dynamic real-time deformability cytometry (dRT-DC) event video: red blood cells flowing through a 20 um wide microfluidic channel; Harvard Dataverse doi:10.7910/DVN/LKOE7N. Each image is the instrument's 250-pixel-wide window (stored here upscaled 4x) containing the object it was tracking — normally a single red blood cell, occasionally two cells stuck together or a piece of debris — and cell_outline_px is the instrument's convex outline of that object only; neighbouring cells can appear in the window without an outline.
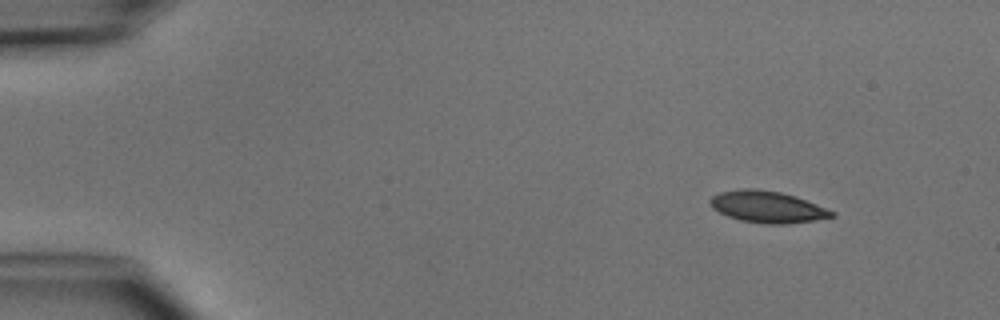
{"species": "common noctule bat (a hibernating species)", "species_latin": "Nyctalus noctula", "temperature_condition": "cold", "stored_images_in_passage": 4, "camera_frame_rate_fps": 3000, "um_per_image_px": 0.085, "animal": {"sex": "male", "body_mass_g": 15.6}, "frame": {"image": 1, "passage_image": 1, "time_ms": 0.0, "image_size_px": [1000, 320], "cell_outline_px": [[836, 216], [788, 224], [768, 224], [740, 220], [728, 216], [712, 208], [708, 200], [712, 196], [720, 192], [744, 188], [756, 188], [780, 192], [796, 196], [836, 212]], "centroid_in_image_um": [65.22, 17.58], "position_along_channel_um": 19.8, "area_um2": 22.37}}
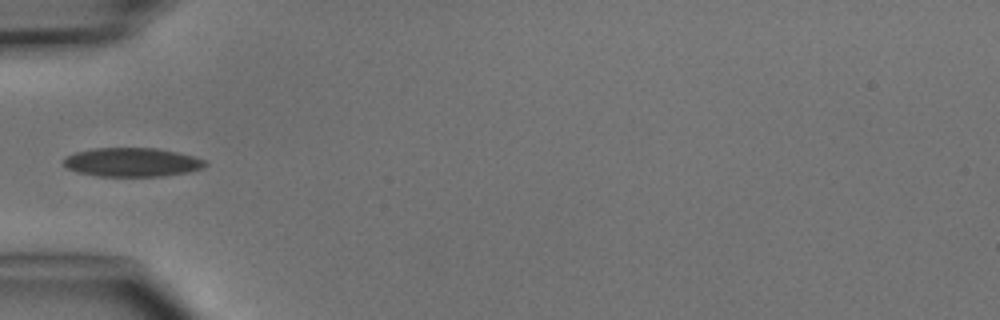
{"frame": {"image": 2, "passage_image": 4, "time_ms": 3.667, "image_size_px": [1000, 320], "cell_outline_px": [[208, 164], [204, 168], [188, 172], [160, 176], [96, 176], [80, 172], [68, 168], [64, 164], [64, 156], [76, 152], [92, 148], [156, 148], [176, 152], [208, 160]], "centroid_in_image_um": [11.25, 13.78], "position_along_channel_um": 73.7, "area_um2": 23.81}}